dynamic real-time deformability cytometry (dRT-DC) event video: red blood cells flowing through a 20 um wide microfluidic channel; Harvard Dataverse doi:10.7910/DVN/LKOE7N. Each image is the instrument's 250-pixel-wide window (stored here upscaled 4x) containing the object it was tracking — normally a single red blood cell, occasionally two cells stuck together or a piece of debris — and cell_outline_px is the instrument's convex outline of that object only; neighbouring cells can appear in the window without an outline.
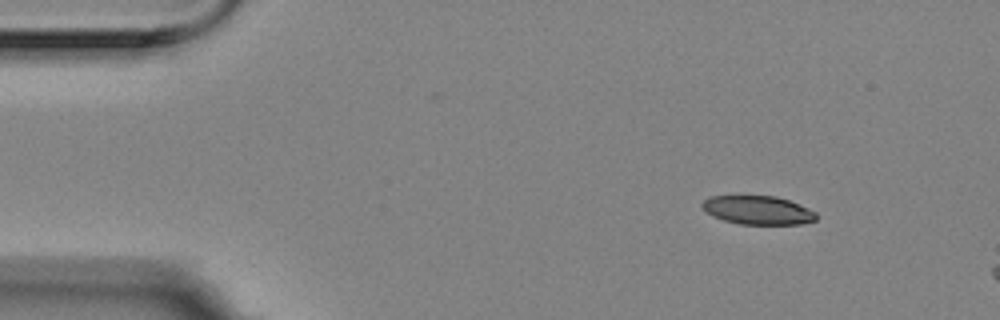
{"species": "Egyptian fruit bat (a non-hibernating species)", "species_latin": "Rousettus aegyptiacus", "temperature_condition": "room temperature", "stored_images_in_passage": 3, "camera_frame_rate_fps": 3000, "um_per_image_px": 0.085, "animal": {"sex": "female"}, "frame": {"image": 1, "passage_image": 1, "time_ms": 0.0, "image_size_px": [1000, 320], "cell_outline_px": [[816, 220], [800, 224], [740, 224], [724, 220], [712, 216], [700, 204], [708, 196], [776, 196], [788, 200], [808, 208], [816, 212]], "centroid_in_image_um": [64.41, 17.86], "position_along_channel_um": 20.6, "area_um2": 18.9}}